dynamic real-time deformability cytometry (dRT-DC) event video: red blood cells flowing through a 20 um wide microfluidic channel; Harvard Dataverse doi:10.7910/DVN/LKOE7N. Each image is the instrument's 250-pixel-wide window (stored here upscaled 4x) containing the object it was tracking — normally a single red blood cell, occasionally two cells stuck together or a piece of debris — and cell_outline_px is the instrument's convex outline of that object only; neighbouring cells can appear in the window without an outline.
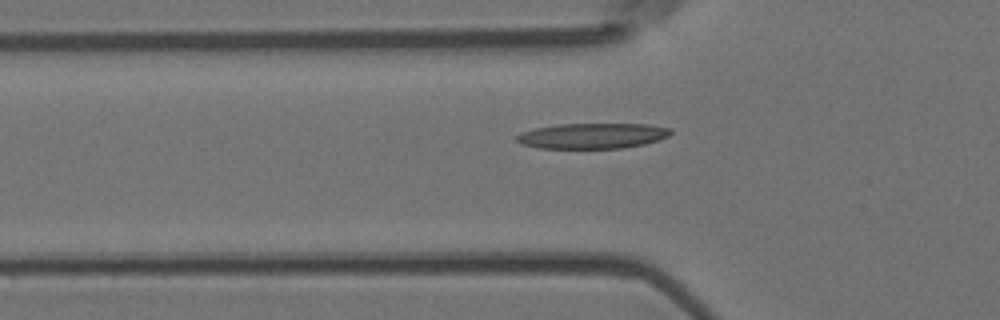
{"species": "Egyptian fruit bat (a non-hibernating species)", "species_latin": "Rousettus aegyptiacus", "temperature_condition": "room temperature", "stored_images_in_passage": 7, "camera_frame_rate_fps": 3000, "um_per_image_px": 0.085, "animal": {"sex": "female"}, "frame": {"image": 1, "passage_image": 7, "time_ms": 2.0, "image_size_px": [1000, 320], "cell_outline_px": [[672, 132], [668, 136], [644, 144], [624, 148], [540, 148], [520, 144], [516, 140], [516, 136], [520, 132], [536, 128], [560, 124], [648, 124], [672, 128]], "centroid_in_image_um": [50.35, 11.54], "position_along_channel_um": 75.5, "area_um2": 22.83}}